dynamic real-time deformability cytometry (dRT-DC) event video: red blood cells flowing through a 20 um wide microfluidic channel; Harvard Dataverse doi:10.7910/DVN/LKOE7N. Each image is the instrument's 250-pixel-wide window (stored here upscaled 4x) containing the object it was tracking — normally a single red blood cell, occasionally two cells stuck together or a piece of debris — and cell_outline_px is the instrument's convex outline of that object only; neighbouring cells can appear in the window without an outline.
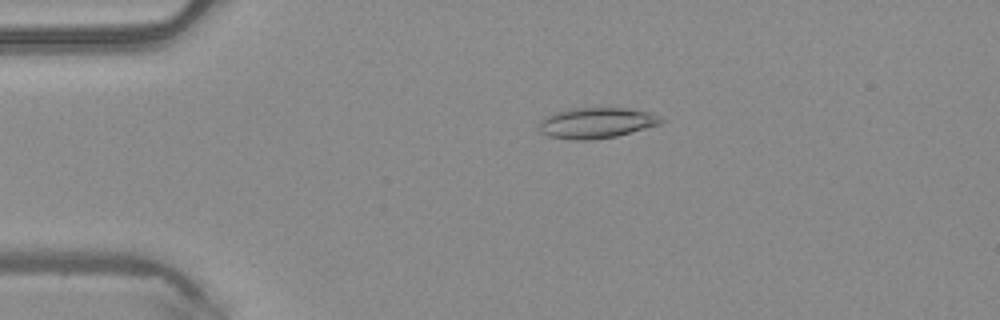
{"species": "common noctule bat (a hibernating species)", "species_latin": "Nyctalus noctula", "temperature_condition": "warm", "stored_images_in_passage": 50, "camera_frame_rate_fps": 3000, "um_per_image_px": 0.085, "animal": {"sex": "male", "body_mass_g": 20.4}, "frame": {"image": 1, "passage_image": 11, "time_ms": 3.333, "image_size_px": [1000, 320], "cell_outline_px": [[664, 120], [660, 124], [616, 136], [592, 140], [572, 140], [548, 136], [540, 132], [536, 124], [544, 116], [552, 112], [576, 108], [624, 108], [652, 112]], "centroid_in_image_um": [50.62, 10.45], "position_along_channel_um": 34.4, "area_um2": 22.02}}
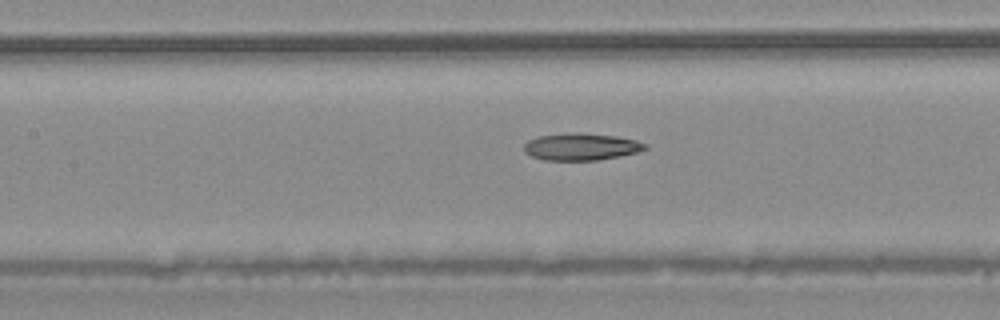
{"frame": {"image": 2, "passage_image": 23, "time_ms": 7.333, "image_size_px": [1000, 320], "cell_outline_px": [[648, 148], [636, 152], [620, 156], [596, 160], [544, 160], [532, 156], [524, 152], [524, 144], [528, 140], [540, 136], [564, 132], [584, 132], [616, 136], [636, 140], [648, 144]], "centroid_in_image_um": [49.4, 12.45], "position_along_channel_um": 158.0, "area_um2": 19.31}}
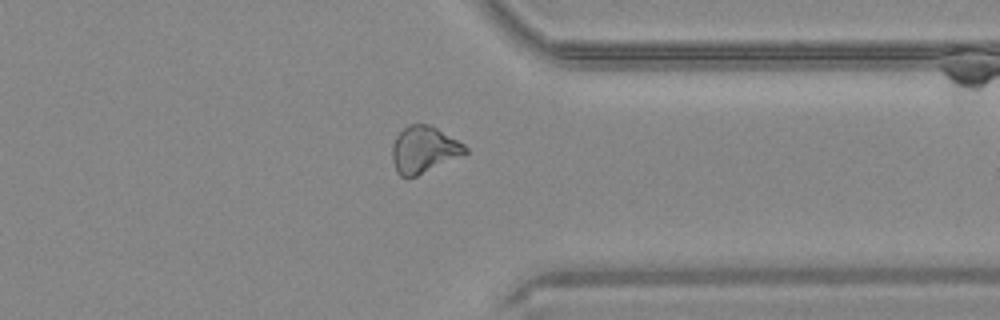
{"frame": {"image": 3, "passage_image": 39, "time_ms": 12.667, "image_size_px": [1000, 320], "cell_outline_px": [[468, 152], [416, 176], [400, 176], [396, 172], [392, 160], [392, 144], [396, 136], [408, 124], [428, 124], [436, 128], [464, 144], [468, 148]], "centroid_in_image_um": [35.99, 12.71], "position_along_channel_um": 375.4, "area_um2": 19.54}, "authors_computed_cell_mechanics": {"area_um2": 20.1722, "velocity_mm_per_s": 4.1282, "shape_relaxation_time_tau1_ms": null, "shape_relaxation_time_tau2_ms": 6.2888, "deformation_change_tau1": null, "deformation_change_tau2": 0.1643}}